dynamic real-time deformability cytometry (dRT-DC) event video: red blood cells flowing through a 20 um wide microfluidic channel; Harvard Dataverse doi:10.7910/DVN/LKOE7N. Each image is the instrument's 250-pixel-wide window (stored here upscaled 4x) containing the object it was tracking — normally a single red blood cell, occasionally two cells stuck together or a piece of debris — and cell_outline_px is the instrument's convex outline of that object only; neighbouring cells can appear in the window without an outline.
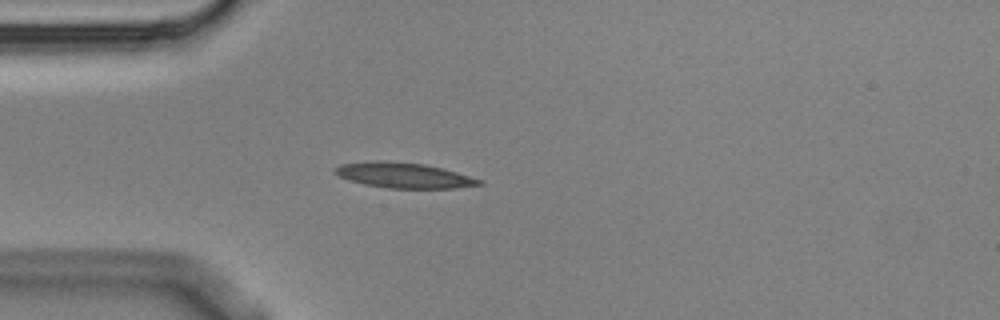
{"species": "Egyptian fruit bat (a non-hibernating species)", "species_latin": "Rousettus aegyptiacus", "temperature_condition": "cold", "stored_images_in_passage": 5, "camera_frame_rate_fps": 3000, "um_per_image_px": 0.085, "animal": {"sex": "male"}, "frame": {"image": 1, "passage_image": 5, "time_ms": 1.333, "image_size_px": [1000, 320], "cell_outline_px": [[484, 184], [456, 188], [388, 188], [364, 184], [348, 180], [332, 172], [332, 168], [340, 164], [376, 160], [384, 160], [424, 164], [444, 168], [484, 180]], "centroid_in_image_um": [34.32, 14.89], "position_along_channel_um": 50.7, "area_um2": 21.56}}